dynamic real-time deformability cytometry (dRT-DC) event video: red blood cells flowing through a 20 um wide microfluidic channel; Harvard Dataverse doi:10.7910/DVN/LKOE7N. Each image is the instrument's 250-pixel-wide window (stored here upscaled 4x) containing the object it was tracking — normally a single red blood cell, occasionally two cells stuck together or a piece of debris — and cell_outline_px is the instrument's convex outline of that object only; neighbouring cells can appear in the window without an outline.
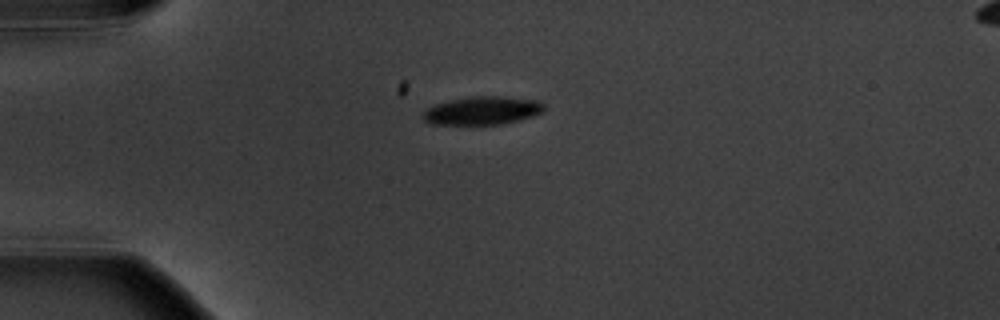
{"species": "common noctule bat (a hibernating species)", "species_latin": "Nyctalus noctula", "temperature_condition": "warm", "stored_images_in_passage": 2, "camera_frame_rate_fps": 3000, "um_per_image_px": 0.085, "animal": {"sex": "male", "body_mass_g": 20.1, "forearm_length_mm": 53.5}, "frame": {"image": 1, "passage_image": 1, "time_ms": 0.0, "image_size_px": [1000, 320], "cell_outline_px": [[544, 112], [532, 116], [500, 124], [432, 124], [424, 120], [420, 116], [428, 108], [436, 104], [452, 100], [472, 96], [500, 96], [536, 100], [544, 104]], "centroid_in_image_um": [41.0, 9.4], "position_along_channel_um": 44.0, "area_um2": 19.65}}